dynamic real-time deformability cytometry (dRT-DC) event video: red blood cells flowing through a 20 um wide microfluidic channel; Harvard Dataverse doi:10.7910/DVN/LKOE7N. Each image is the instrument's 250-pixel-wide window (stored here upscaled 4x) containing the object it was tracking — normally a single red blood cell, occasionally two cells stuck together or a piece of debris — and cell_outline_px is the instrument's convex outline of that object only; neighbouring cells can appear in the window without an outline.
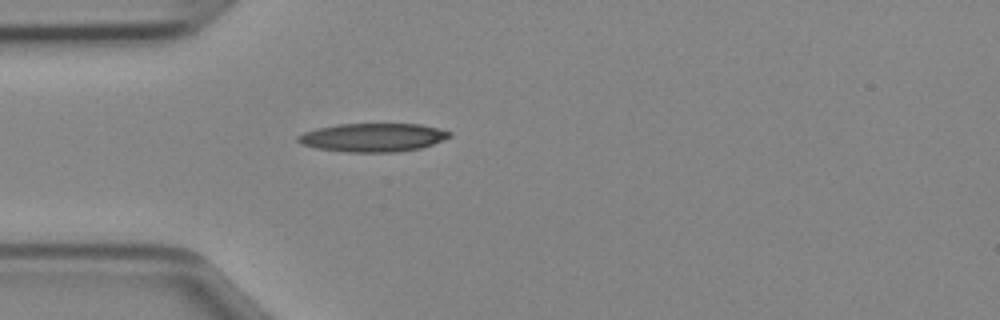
{"species": "Egyptian fruit bat (a non-hibernating species)", "species_latin": "Rousettus aegyptiacus", "temperature_condition": "cold", "stored_images_in_passage": 28, "camera_frame_rate_fps": 3000, "um_per_image_px": 0.085, "animal": {"sex": "female"}, "frame": {"image": 1, "passage_image": 1, "time_ms": 0.0, "image_size_px": [1000, 320], "cell_outline_px": [[452, 136], [432, 144], [420, 148], [396, 152], [344, 152], [316, 148], [300, 144], [296, 140], [296, 136], [304, 132], [316, 128], [336, 124], [420, 124], [440, 128], [452, 132]], "centroid_in_image_um": [31.67, 11.68], "position_along_channel_um": 53.3, "area_um2": 25.37}}
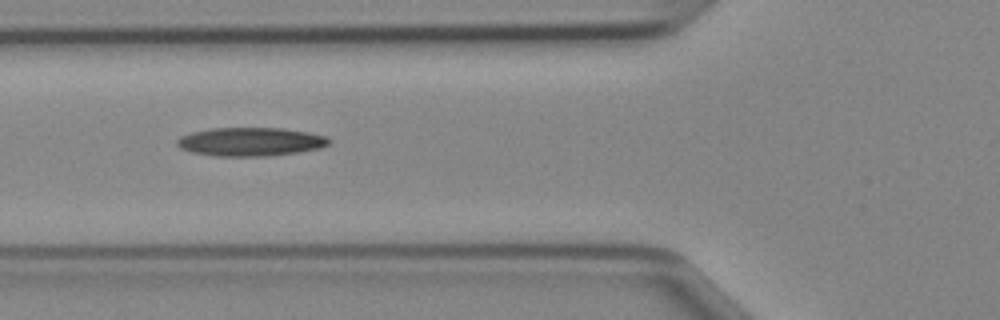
{"frame": {"image": 2, "passage_image": 5, "time_ms": 1.333, "image_size_px": [1000, 320], "cell_outline_px": [[332, 140], [328, 144], [320, 148], [296, 152], [268, 156], [220, 156], [192, 152], [180, 148], [176, 144], [176, 140], [180, 136], [192, 132], [212, 128], [280, 128], [308, 132], [328, 136]], "centroid_in_image_um": [21.3, 12.04], "position_along_channel_um": 104.5, "area_um2": 25.26}}